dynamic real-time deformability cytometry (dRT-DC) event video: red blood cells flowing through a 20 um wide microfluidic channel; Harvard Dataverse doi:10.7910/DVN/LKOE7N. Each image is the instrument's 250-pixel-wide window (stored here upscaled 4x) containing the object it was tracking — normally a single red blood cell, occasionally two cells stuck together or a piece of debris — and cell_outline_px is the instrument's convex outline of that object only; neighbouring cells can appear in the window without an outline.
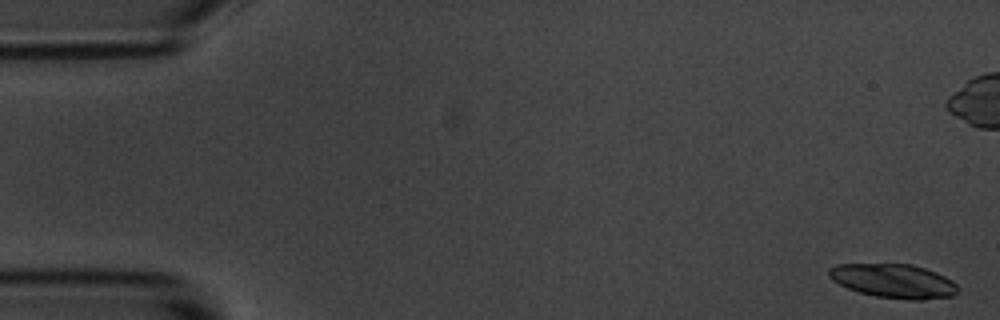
{"species": "common noctule bat (a hibernating species)", "species_latin": "Nyctalus noctula", "temperature_condition": "room temperature", "stored_images_in_passage": 7, "camera_frame_rate_fps": 3000, "um_per_image_px": 0.085, "animal": {"sex": "male", "body_mass_g": 20.1, "forearm_length_mm": 53.5}, "frame": {"image": 1, "passage_image": 1, "time_ms": 0.0, "image_size_px": [1000, 320], "cell_outline_px": [[960, 292], [952, 296], [924, 300], [908, 300], [876, 296], [860, 292], [848, 288], [832, 280], [828, 276], [828, 268], [836, 264], [912, 264], [936, 272], [952, 280], [960, 288]], "centroid_in_image_um": [75.99, 23.88], "position_along_channel_um": 9.0, "area_um2": 25.72}}